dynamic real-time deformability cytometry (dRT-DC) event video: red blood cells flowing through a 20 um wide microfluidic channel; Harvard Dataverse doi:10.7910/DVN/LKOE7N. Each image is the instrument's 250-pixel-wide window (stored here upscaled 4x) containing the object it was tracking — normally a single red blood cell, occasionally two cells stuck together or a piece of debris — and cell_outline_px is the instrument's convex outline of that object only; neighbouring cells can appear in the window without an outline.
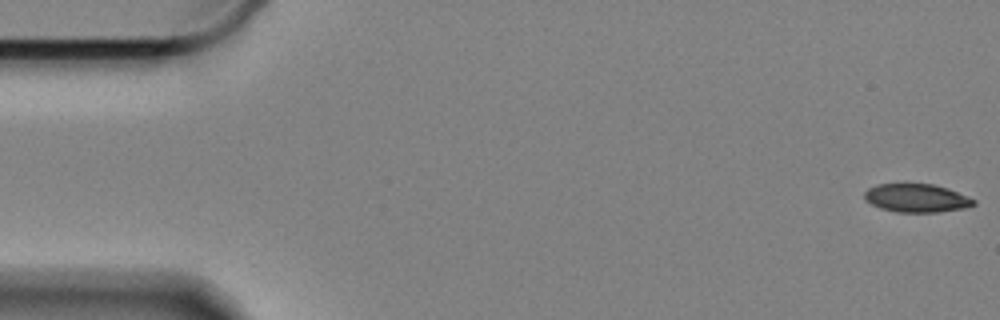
{"species": "Egyptian fruit bat (a non-hibernating species)", "species_latin": "Rousettus aegyptiacus", "temperature_condition": "cold", "stored_images_in_passage": 59, "camera_frame_rate_fps": 3000, "um_per_image_px": 0.085, "animal": {"sex": "female"}, "frame": {"image": 1, "passage_image": 1, "time_ms": 0.0, "image_size_px": [1000, 320], "cell_outline_px": [[976, 204], [964, 208], [940, 212], [896, 212], [880, 208], [864, 200], [864, 192], [868, 188], [876, 184], [932, 184], [948, 188], [976, 200]], "centroid_in_image_um": [77.89, 16.84], "position_along_channel_um": 7.1, "area_um2": 18.09}}
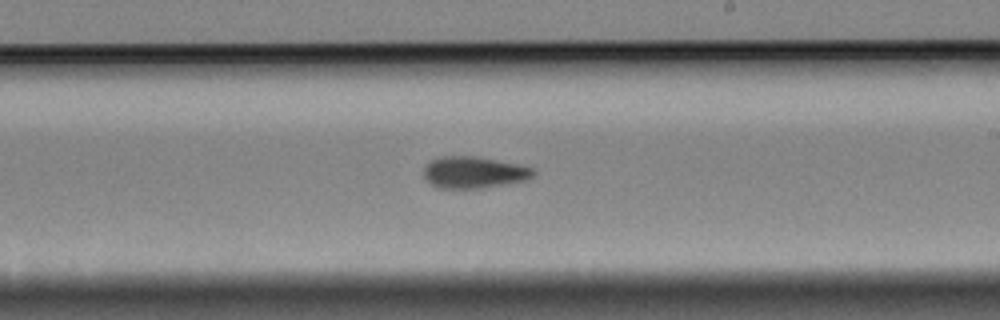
{"frame": {"image": 2, "passage_image": 34, "time_ms": 11.0, "image_size_px": [1000, 320], "cell_outline_px": [[532, 176], [520, 180], [480, 188], [440, 188], [432, 184], [424, 176], [424, 168], [432, 160], [440, 156], [472, 156], [516, 164], [532, 168]], "centroid_in_image_um": [40.18, 14.64], "position_along_channel_um": 248.8, "area_um2": 19.36}}
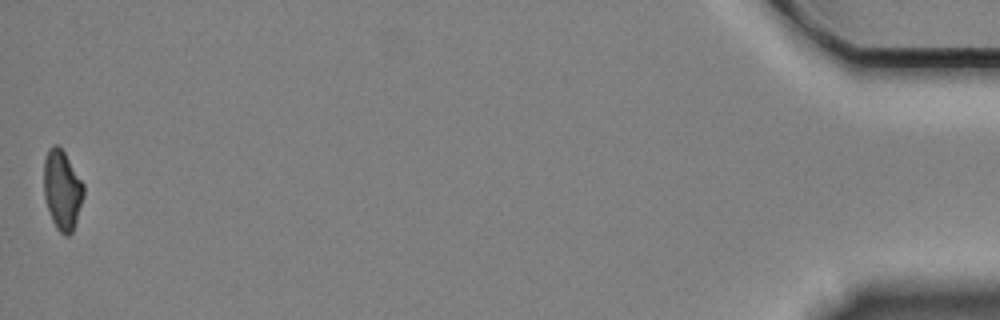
{"frame": {"image": 3, "passage_image": 59, "time_ms": 19.333, "image_size_px": [1000, 320], "cell_outline_px": [[84, 196], [72, 232], [68, 236], [64, 236], [56, 228], [52, 220], [44, 196], [44, 160], [48, 148], [52, 144], [56, 144], [64, 152], [84, 184]], "centroid_in_image_um": [5.28, 16.14], "position_along_channel_um": 429.9, "area_um2": 18.38}, "authors_computed_cell_mechanics": {"area_um2": 19.5364, "velocity_mm_per_s": 3.3355, "shape_relaxation_time_tau1_ms": 6.7369, "shape_relaxation_time_tau2_ms": 3.5433, "deformation_change_tau1": 0.1314, "deformation_change_tau2": 0.0792}}